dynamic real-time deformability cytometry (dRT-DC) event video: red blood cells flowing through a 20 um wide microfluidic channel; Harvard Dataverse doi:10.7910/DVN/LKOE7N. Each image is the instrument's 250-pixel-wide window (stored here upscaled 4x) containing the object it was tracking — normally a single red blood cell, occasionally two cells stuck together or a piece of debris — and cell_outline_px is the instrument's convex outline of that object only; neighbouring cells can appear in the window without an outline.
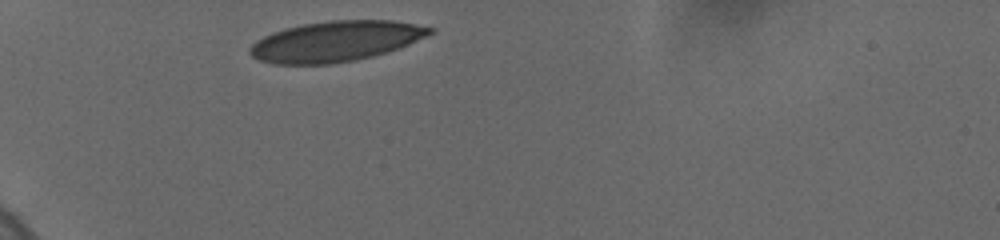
{"species": "human", "species_latin": "Homo sapiens", "temperature_condition": "cold", "stored_images_in_passage": 21, "camera_frame_rate_fps": 3000, "um_per_image_px": 0.085, "donor": {"sex": "female"}, "frame": {"image": 1, "passage_image": 1, "time_ms": 0.0, "image_size_px": [1000, 240], "cell_outline_px": [[432, 32], [400, 48], [388, 52], [356, 60], [332, 64], [272, 64], [260, 60], [252, 56], [248, 52], [248, 48], [256, 40], [272, 32], [284, 28], [304, 24], [332, 20], [392, 20], [432, 28]], "centroid_in_image_um": [28.46, 3.52], "position_along_channel_um": 56.5, "area_um2": 42.19}}
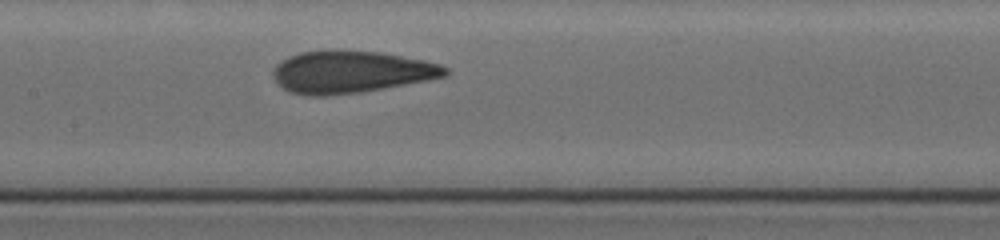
{"frame": {"image": 2, "passage_image": 10, "time_ms": 4.0, "image_size_px": [1000, 240], "cell_outline_px": [[452, 68], [448, 76], [428, 80], [356, 92], [292, 92], [284, 88], [276, 80], [276, 64], [288, 56], [300, 52], [332, 48], [340, 48], [380, 52], [424, 60], [440, 64]], "centroid_in_image_um": [29.96, 6.02], "position_along_channel_um": 177.4, "area_um2": 41.33}}
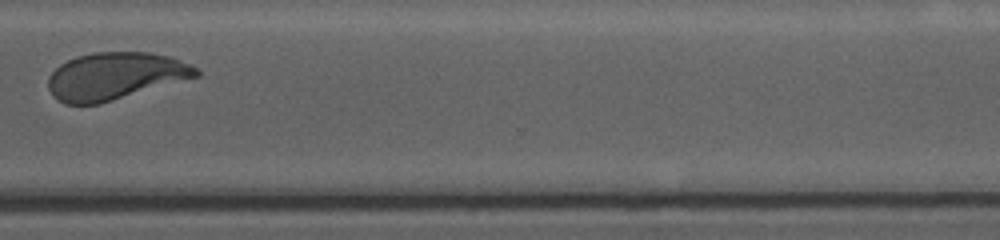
{"frame": {"image": 3, "passage_image": 21, "time_ms": 9.0, "image_size_px": [1000, 240], "cell_outline_px": [[200, 76], [100, 104], [64, 104], [56, 100], [52, 96], [48, 88], [48, 80], [52, 72], [60, 64], [76, 56], [92, 52], [148, 52], [168, 56], [192, 64], [200, 72]], "centroid_in_image_um": [9.78, 6.47], "position_along_channel_um": 360.8, "area_um2": 40.98}}